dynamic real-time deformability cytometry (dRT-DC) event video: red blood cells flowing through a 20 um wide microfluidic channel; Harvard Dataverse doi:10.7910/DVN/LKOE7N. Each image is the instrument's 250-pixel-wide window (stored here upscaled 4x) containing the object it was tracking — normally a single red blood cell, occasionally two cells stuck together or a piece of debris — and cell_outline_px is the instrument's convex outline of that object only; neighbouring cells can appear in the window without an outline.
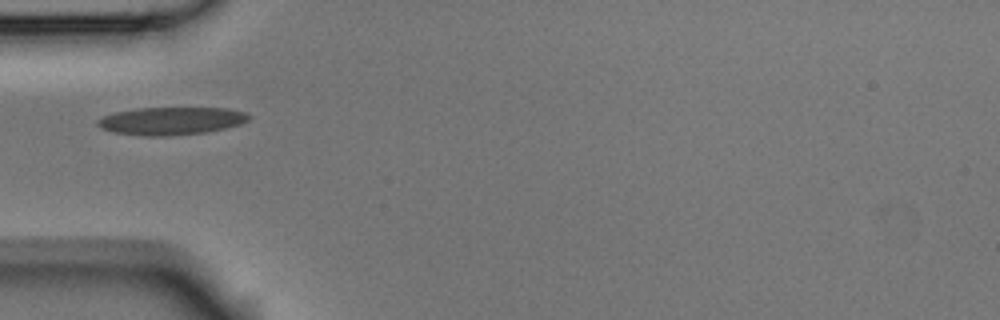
{"species": "Egyptian fruit bat (a non-hibernating species)", "species_latin": "Rousettus aegyptiacus", "temperature_condition": "room temperature", "stored_images_in_passage": 7, "camera_frame_rate_fps": 3000, "um_per_image_px": 0.085, "animal": {"sex": "male"}, "frame": {"image": 1, "passage_image": 4, "time_ms": 1.0, "image_size_px": [1000, 320], "cell_outline_px": [[252, 116], [248, 120], [240, 124], [224, 128], [204, 132], [164, 136], [144, 136], [112, 132], [100, 128], [96, 124], [96, 120], [104, 116], [116, 112], [136, 108], [228, 108], [244, 112]], "centroid_in_image_um": [14.52, 10.27], "position_along_channel_um": 70.5, "area_um2": 24.39}}
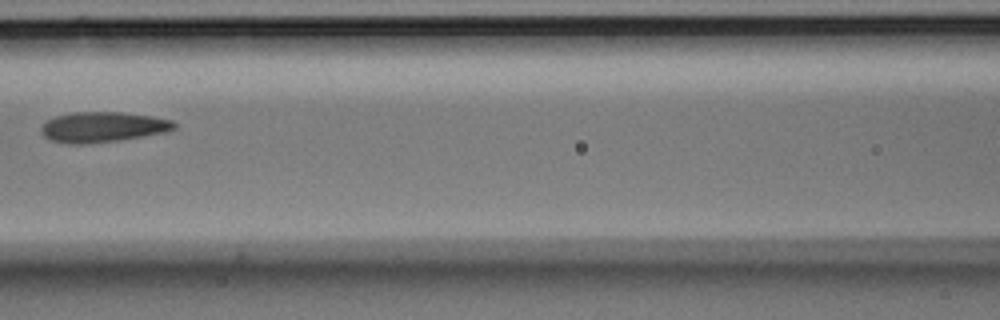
{"frame": {"image": 2, "passage_image": 6, "time_ms": 1.667, "image_size_px": [1000, 320], "cell_outline_px": [[176, 128], [164, 132], [144, 136], [116, 140], [80, 144], [68, 144], [52, 140], [44, 136], [40, 132], [40, 128], [48, 120], [56, 116], [72, 112], [120, 112], [152, 116], [172, 120], [176, 124]], "centroid_in_image_um": [8.72, 10.79], "position_along_channel_um": 157.9, "area_um2": 23.29}}
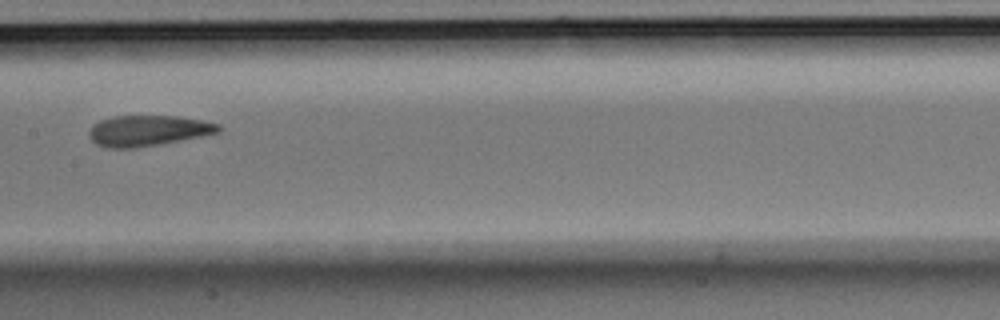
{"frame": {"image": 3, "passage_image": 7, "time_ms": 2.0, "image_size_px": [1000, 320], "cell_outline_px": [[220, 132], [160, 144], [136, 148], [108, 148], [96, 144], [88, 136], [88, 132], [92, 124], [100, 120], [112, 116], [176, 116], [200, 120], [220, 124]], "centroid_in_image_um": [12.52, 11.1], "position_along_channel_um": 194.9, "area_um2": 23.12}}